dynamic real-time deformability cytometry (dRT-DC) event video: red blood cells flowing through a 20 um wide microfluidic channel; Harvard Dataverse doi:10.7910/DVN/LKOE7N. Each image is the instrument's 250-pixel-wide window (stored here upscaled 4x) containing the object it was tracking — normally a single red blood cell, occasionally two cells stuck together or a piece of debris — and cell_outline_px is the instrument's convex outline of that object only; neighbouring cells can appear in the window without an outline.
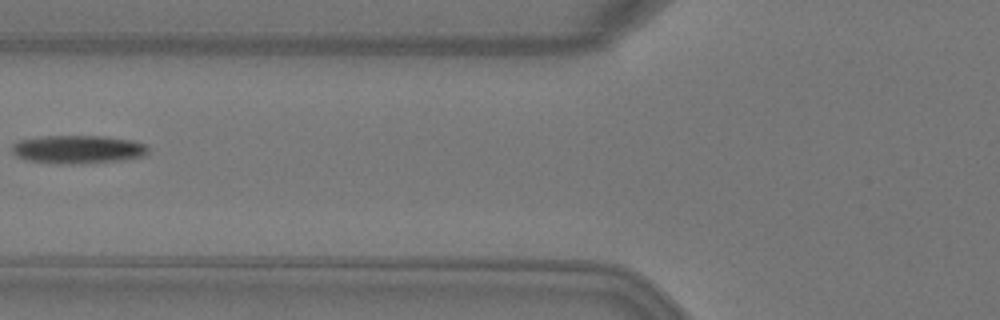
{"species": "Egyptian fruit bat (a non-hibernating species)", "species_latin": "Rousettus aegyptiacus", "temperature_condition": "warm", "stored_images_in_passage": 6, "camera_frame_rate_fps": 3000, "um_per_image_px": 0.085, "animal": {"sex": "female"}, "frame": {"image": 1, "passage_image": 6, "time_ms": 1.667, "image_size_px": [1000, 320], "cell_outline_px": [[148, 152], [144, 156], [120, 160], [28, 160], [16, 156], [12, 152], [12, 144], [20, 140], [44, 136], [104, 136], [132, 140], [148, 144]], "centroid_in_image_um": [6.69, 12.62], "position_along_channel_um": 119.1, "area_um2": 20.92}}